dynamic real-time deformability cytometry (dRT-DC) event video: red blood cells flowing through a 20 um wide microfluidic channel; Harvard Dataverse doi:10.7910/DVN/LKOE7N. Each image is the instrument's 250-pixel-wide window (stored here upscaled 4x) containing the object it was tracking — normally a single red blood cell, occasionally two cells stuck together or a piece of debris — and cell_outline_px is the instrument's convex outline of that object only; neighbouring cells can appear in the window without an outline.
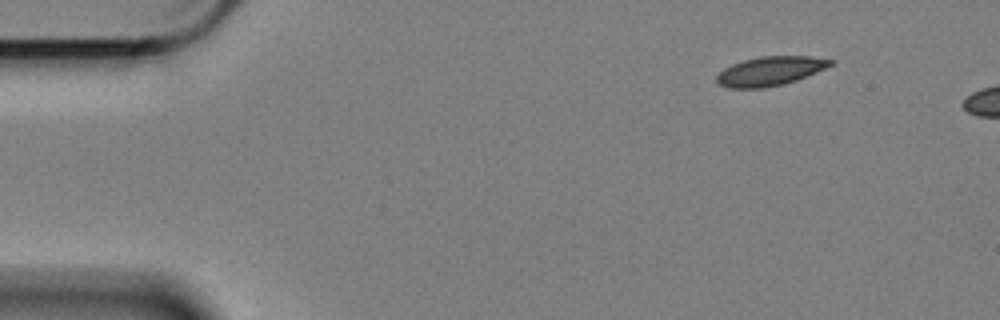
{"species": "Egyptian fruit bat (a non-hibernating species)", "species_latin": "Rousettus aegyptiacus", "temperature_condition": "cold", "stored_images_in_passage": 28, "camera_frame_rate_fps": 3000, "um_per_image_px": 0.085, "animal": {"sex": "female"}, "frame": {"image": 1, "passage_image": 1, "time_ms": 0.0, "image_size_px": [1000, 320], "cell_outline_px": [[836, 60], [832, 64], [816, 72], [796, 80], [784, 84], [764, 88], [728, 88], [720, 84], [716, 80], [716, 76], [724, 68], [732, 64], [744, 60], [760, 56], [812, 56]], "centroid_in_image_um": [65.46, 6.04], "position_along_channel_um": 19.5, "area_um2": 19.25}}
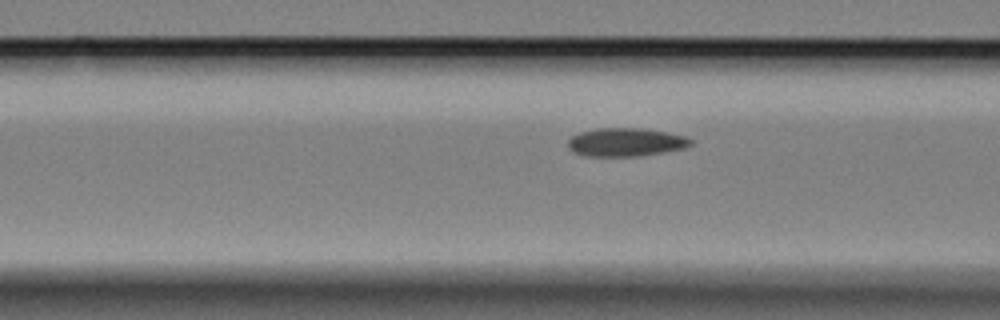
{"frame": {"image": 2, "passage_image": 17, "time_ms": 5.333, "image_size_px": [1000, 320], "cell_outline_px": [[692, 144], [684, 148], [664, 152], [640, 156], [584, 156], [572, 152], [568, 148], [568, 140], [572, 136], [580, 132], [596, 128], [640, 128], [668, 132], [684, 136], [692, 140]], "centroid_in_image_um": [53.16, 12.09], "position_along_channel_um": 113.4, "area_um2": 20.4}}
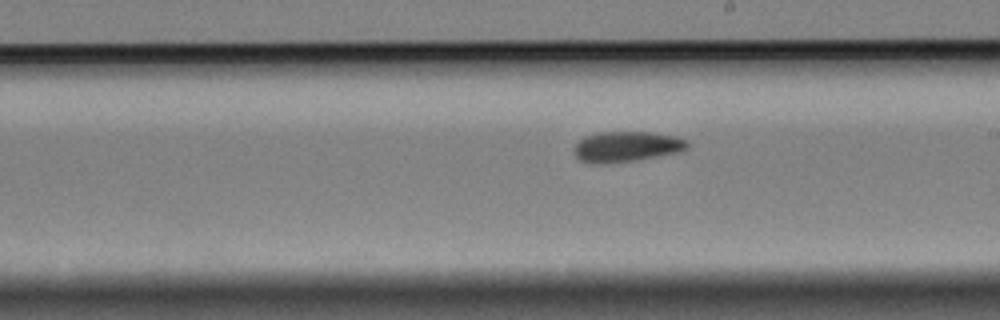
{"frame": {"image": 3, "passage_image": 28, "time_ms": 9.0, "image_size_px": [1000, 320], "cell_outline_px": [[688, 148], [680, 152], [632, 160], [600, 164], [592, 164], [580, 160], [576, 156], [572, 148], [584, 136], [596, 132], [652, 132], [676, 136], [688, 140]], "centroid_in_image_um": [53.24, 12.45], "position_along_channel_um": 235.8, "area_um2": 20.17}}